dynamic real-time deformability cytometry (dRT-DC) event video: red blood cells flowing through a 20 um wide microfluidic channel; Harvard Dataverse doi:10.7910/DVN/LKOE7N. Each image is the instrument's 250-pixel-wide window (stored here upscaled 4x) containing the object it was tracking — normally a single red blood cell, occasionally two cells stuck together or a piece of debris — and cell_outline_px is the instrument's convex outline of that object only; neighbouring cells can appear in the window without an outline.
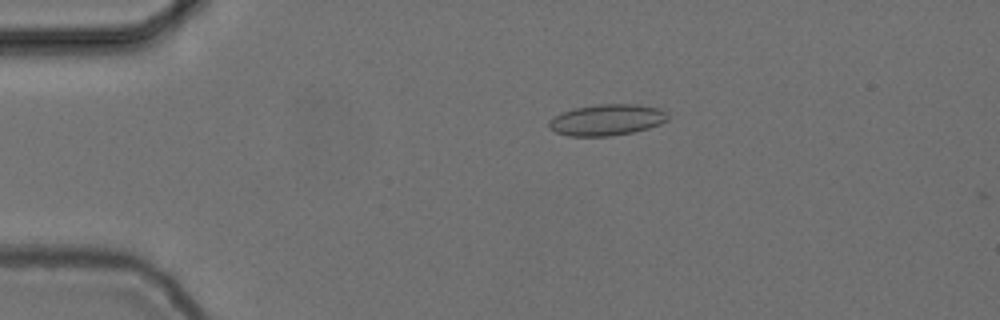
{"species": "common noctule bat (a hibernating species)", "species_latin": "Nyctalus noctula", "temperature_condition": "cold", "stored_images_in_passage": 50, "camera_frame_rate_fps": 3000, "um_per_image_px": 0.085, "animal": {"sex": "female", "body_mass_g": 24.6, "forearm_length_mm": 56.2}, "frame": {"image": 1, "passage_image": 6, "time_ms": 1.667, "image_size_px": [1000, 320], "cell_outline_px": [[668, 120], [660, 124], [648, 128], [632, 132], [608, 136], [568, 136], [556, 132], [548, 128], [548, 120], [564, 112], [576, 108], [600, 104], [636, 104], [660, 108], [668, 112]], "centroid_in_image_um": [51.6, 10.19], "position_along_channel_um": 33.4, "area_um2": 21.56}}
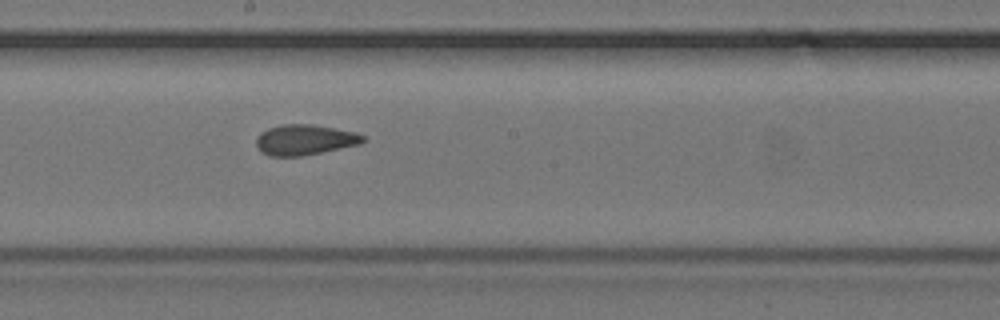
{"frame": {"image": 2, "passage_image": 25, "time_ms": 8.0, "image_size_px": [1000, 320], "cell_outline_px": [[364, 140], [360, 144], [300, 156], [268, 156], [260, 152], [256, 144], [256, 136], [260, 132], [268, 128], [280, 124], [312, 124], [356, 132], [364, 136]], "centroid_in_image_um": [25.84, 11.87], "position_along_channel_um": 222.4, "area_um2": 18.96}}
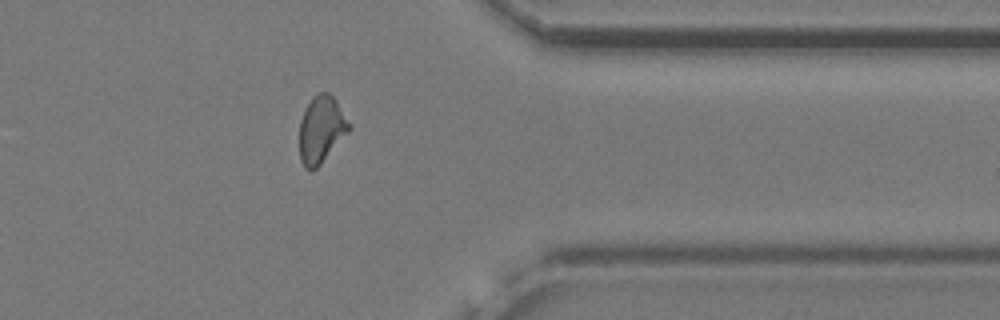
{"frame": {"image": 3, "passage_image": 39, "time_ms": 12.667, "image_size_px": [1000, 320], "cell_outline_px": [[352, 128], [320, 164], [312, 172], [304, 168], [300, 160], [300, 120], [304, 108], [312, 96], [320, 92], [328, 92], [336, 100], [352, 124]], "centroid_in_image_um": [27.31, 10.99], "position_along_channel_um": 384.1, "area_um2": 19.59}, "authors_computed_cell_mechanics": {"area_um2": 19.3341, "velocity_mm_per_s": 3.7217, "shape_relaxation_time_tau1_ms": 3.1624, "shape_relaxation_time_tau2_ms": 2.3345, "deformation_change_tau1": 0.0793, "deformation_change_tau2": 0.0763}}